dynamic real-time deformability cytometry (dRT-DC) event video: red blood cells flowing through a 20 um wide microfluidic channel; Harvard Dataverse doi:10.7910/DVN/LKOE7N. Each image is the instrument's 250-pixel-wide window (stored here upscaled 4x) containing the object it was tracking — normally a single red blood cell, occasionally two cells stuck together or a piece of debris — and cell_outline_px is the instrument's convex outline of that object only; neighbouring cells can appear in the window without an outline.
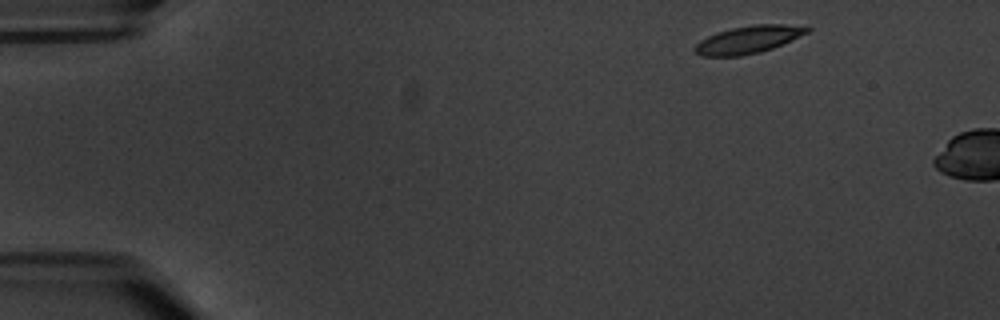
{"species": "common noctule bat (a hibernating species)", "species_latin": "Nyctalus noctula", "temperature_condition": "warm", "stored_images_in_passage": 3, "camera_frame_rate_fps": 3000, "um_per_image_px": 0.085, "animal": {"sex": "male", "body_mass_g": 20.1, "forearm_length_mm": 53.5}, "frame": {"image": 1, "passage_image": 1, "time_ms": 0.0, "image_size_px": [1000, 320], "cell_outline_px": [[812, 28], [808, 32], [772, 48], [760, 52], [740, 56], [700, 56], [692, 48], [700, 40], [716, 32], [732, 28], [756, 24], [808, 24]], "centroid_in_image_um": [63.63, 3.35], "position_along_channel_um": 21.4, "area_um2": 18.15}}